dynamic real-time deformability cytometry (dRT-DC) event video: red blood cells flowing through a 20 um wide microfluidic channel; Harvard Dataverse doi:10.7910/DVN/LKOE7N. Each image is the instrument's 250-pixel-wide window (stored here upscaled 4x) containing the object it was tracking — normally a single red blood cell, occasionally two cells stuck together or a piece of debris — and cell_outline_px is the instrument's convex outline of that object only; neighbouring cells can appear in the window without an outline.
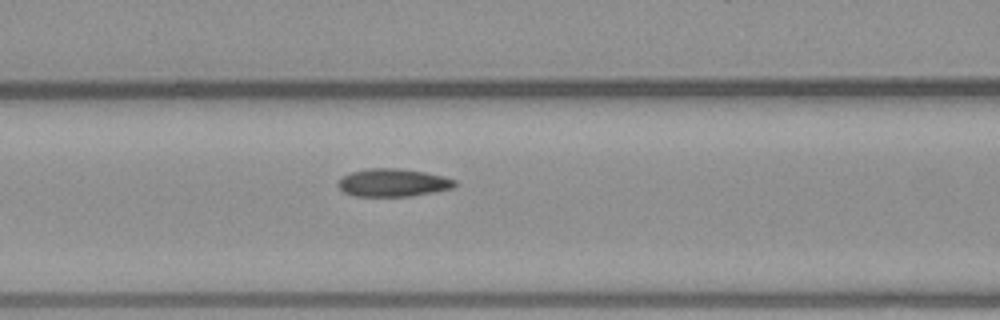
{"species": "common noctule bat (a hibernating species)", "species_latin": "Nyctalus noctula", "temperature_condition": "warm", "stored_images_in_passage": 6, "segment_of_instrument_passage": [1, 2], "camera_frame_rate_fps": 3000, "um_per_image_px": 0.085, "animal": {"sex": "male", "body_mass_g": 23.1, "forearm_length_mm": 52.7}, "frame": {"image": 1, "passage_image": 5, "time_ms": 5.667, "image_size_px": [1000, 320], "cell_outline_px": [[456, 188], [436, 192], [412, 196], [356, 196], [344, 192], [336, 184], [344, 176], [352, 172], [368, 168], [396, 168], [424, 172], [444, 176], [456, 180]], "centroid_in_image_um": [33.46, 15.53], "position_along_channel_um": 133.1, "area_um2": 19.02}}